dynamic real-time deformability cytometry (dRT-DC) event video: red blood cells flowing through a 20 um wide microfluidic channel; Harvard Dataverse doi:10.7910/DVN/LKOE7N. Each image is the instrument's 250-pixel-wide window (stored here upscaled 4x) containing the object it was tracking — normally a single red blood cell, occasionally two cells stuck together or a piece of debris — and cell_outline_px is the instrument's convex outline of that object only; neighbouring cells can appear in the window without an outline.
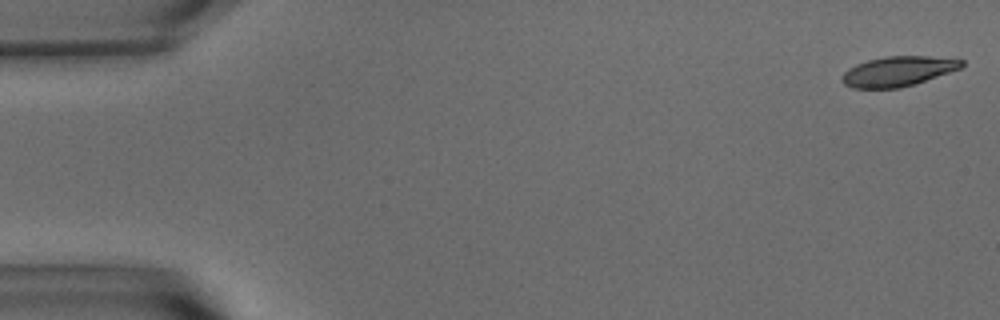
{"species": "common noctule bat (a hibernating species)", "species_latin": "Nyctalus noctula", "temperature_condition": "warm", "stored_images_in_passage": 55, "camera_frame_rate_fps": 3000, "um_per_image_px": 0.085, "animal": {"sex": "male", "body_mass_g": 15.6}, "frame": {"image": 1, "passage_image": 1, "time_ms": 0.0, "image_size_px": [1000, 320], "cell_outline_px": [[964, 64], [960, 68], [900, 88], [852, 88], [844, 84], [840, 80], [840, 76], [848, 68], [856, 64], [868, 60], [884, 56], [928, 56], [964, 60]], "centroid_in_image_um": [76.25, 6.05], "position_along_channel_um": 8.7, "area_um2": 20.63}}
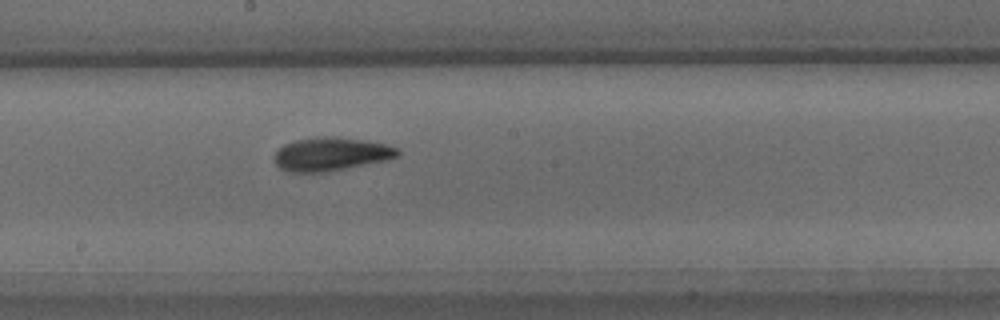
{"frame": {"image": 2, "passage_image": 30, "time_ms": 9.667, "image_size_px": [1000, 320], "cell_outline_px": [[400, 152], [396, 156], [384, 160], [324, 172], [288, 172], [280, 168], [272, 160], [272, 156], [284, 144], [296, 140], [324, 136], [332, 136], [360, 140], [384, 144], [396, 148]], "centroid_in_image_um": [28.03, 13.1], "position_along_channel_um": 220.2, "area_um2": 23.52}}
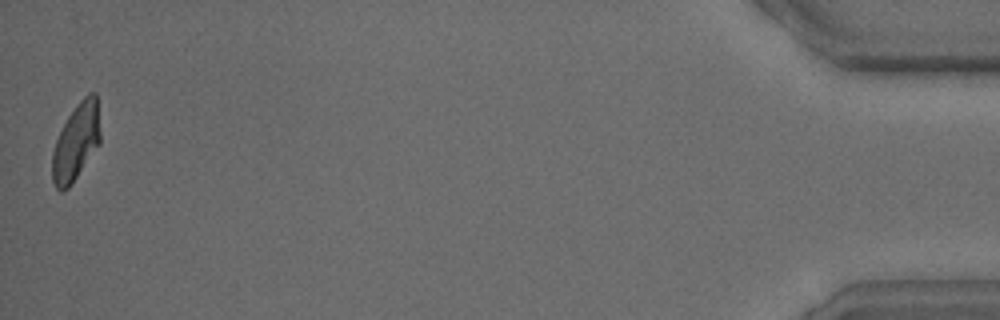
{"frame": {"image": 3, "passage_image": 55, "time_ms": 18.0, "image_size_px": [1000, 320], "cell_outline_px": [[100, 144], [72, 184], [64, 192], [60, 192], [56, 188], [52, 180], [52, 152], [56, 140], [68, 116], [76, 104], [88, 92], [96, 92], [100, 132]], "centroid_in_image_um": [6.47, 12.09], "position_along_channel_um": 428.7, "area_um2": 21.68}, "authors_computed_cell_mechanics": {"area_um2": 22.542, "velocity_mm_per_s": 3.62, "shape_relaxation_time_tau1_ms": 4.2796, "shape_relaxation_time_tau2_ms": 2.6246, "deformation_change_tau1": 0.1819, "deformation_change_tau2": 0.1007}}